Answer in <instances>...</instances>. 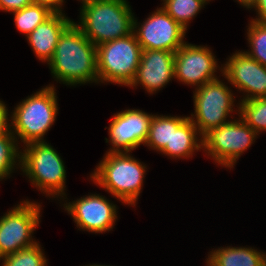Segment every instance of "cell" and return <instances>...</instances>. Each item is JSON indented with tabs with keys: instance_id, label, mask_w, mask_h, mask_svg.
<instances>
[{
	"instance_id": "cell-13",
	"label": "cell",
	"mask_w": 266,
	"mask_h": 266,
	"mask_svg": "<svg viewBox=\"0 0 266 266\" xmlns=\"http://www.w3.org/2000/svg\"><path fill=\"white\" fill-rule=\"evenodd\" d=\"M63 207L79 227L78 230L105 233L113 229L118 219L116 204L100 194H90L72 202L65 200Z\"/></svg>"
},
{
	"instance_id": "cell-15",
	"label": "cell",
	"mask_w": 266,
	"mask_h": 266,
	"mask_svg": "<svg viewBox=\"0 0 266 266\" xmlns=\"http://www.w3.org/2000/svg\"><path fill=\"white\" fill-rule=\"evenodd\" d=\"M174 58L175 52L168 50H142L136 75L128 87L139 84L149 94L160 91L175 78Z\"/></svg>"
},
{
	"instance_id": "cell-3",
	"label": "cell",
	"mask_w": 266,
	"mask_h": 266,
	"mask_svg": "<svg viewBox=\"0 0 266 266\" xmlns=\"http://www.w3.org/2000/svg\"><path fill=\"white\" fill-rule=\"evenodd\" d=\"M134 13L126 0H100L80 8L75 25L95 45L133 33Z\"/></svg>"
},
{
	"instance_id": "cell-5",
	"label": "cell",
	"mask_w": 266,
	"mask_h": 266,
	"mask_svg": "<svg viewBox=\"0 0 266 266\" xmlns=\"http://www.w3.org/2000/svg\"><path fill=\"white\" fill-rule=\"evenodd\" d=\"M23 146L20 170L43 194L48 197L51 195L53 198L61 197L60 199L64 201L67 198L64 191L66 170L59 153L46 141L32 142Z\"/></svg>"
},
{
	"instance_id": "cell-9",
	"label": "cell",
	"mask_w": 266,
	"mask_h": 266,
	"mask_svg": "<svg viewBox=\"0 0 266 266\" xmlns=\"http://www.w3.org/2000/svg\"><path fill=\"white\" fill-rule=\"evenodd\" d=\"M41 205L27 199L0 218V259L37 243L32 235L39 226Z\"/></svg>"
},
{
	"instance_id": "cell-17",
	"label": "cell",
	"mask_w": 266,
	"mask_h": 266,
	"mask_svg": "<svg viewBox=\"0 0 266 266\" xmlns=\"http://www.w3.org/2000/svg\"><path fill=\"white\" fill-rule=\"evenodd\" d=\"M200 149H203V140L191 119L172 116L171 148H164L160 153L174 159H188Z\"/></svg>"
},
{
	"instance_id": "cell-25",
	"label": "cell",
	"mask_w": 266,
	"mask_h": 266,
	"mask_svg": "<svg viewBox=\"0 0 266 266\" xmlns=\"http://www.w3.org/2000/svg\"><path fill=\"white\" fill-rule=\"evenodd\" d=\"M247 40L250 51H244L249 57L266 67V23L250 20Z\"/></svg>"
},
{
	"instance_id": "cell-10",
	"label": "cell",
	"mask_w": 266,
	"mask_h": 266,
	"mask_svg": "<svg viewBox=\"0 0 266 266\" xmlns=\"http://www.w3.org/2000/svg\"><path fill=\"white\" fill-rule=\"evenodd\" d=\"M186 31L162 7L157 8L143 23H138L135 16L133 20V33L142 50L176 52L185 43Z\"/></svg>"
},
{
	"instance_id": "cell-6",
	"label": "cell",
	"mask_w": 266,
	"mask_h": 266,
	"mask_svg": "<svg viewBox=\"0 0 266 266\" xmlns=\"http://www.w3.org/2000/svg\"><path fill=\"white\" fill-rule=\"evenodd\" d=\"M96 47L99 82L129 86L136 75L142 53L135 34Z\"/></svg>"
},
{
	"instance_id": "cell-29",
	"label": "cell",
	"mask_w": 266,
	"mask_h": 266,
	"mask_svg": "<svg viewBox=\"0 0 266 266\" xmlns=\"http://www.w3.org/2000/svg\"><path fill=\"white\" fill-rule=\"evenodd\" d=\"M254 9L258 16L251 20L255 22L266 23V0H258Z\"/></svg>"
},
{
	"instance_id": "cell-20",
	"label": "cell",
	"mask_w": 266,
	"mask_h": 266,
	"mask_svg": "<svg viewBox=\"0 0 266 266\" xmlns=\"http://www.w3.org/2000/svg\"><path fill=\"white\" fill-rule=\"evenodd\" d=\"M162 8L185 30L190 20L195 18L204 6L209 3L207 0H162Z\"/></svg>"
},
{
	"instance_id": "cell-1",
	"label": "cell",
	"mask_w": 266,
	"mask_h": 266,
	"mask_svg": "<svg viewBox=\"0 0 266 266\" xmlns=\"http://www.w3.org/2000/svg\"><path fill=\"white\" fill-rule=\"evenodd\" d=\"M48 65L55 80L66 86L99 83L97 47L75 25L74 21L59 37Z\"/></svg>"
},
{
	"instance_id": "cell-23",
	"label": "cell",
	"mask_w": 266,
	"mask_h": 266,
	"mask_svg": "<svg viewBox=\"0 0 266 266\" xmlns=\"http://www.w3.org/2000/svg\"><path fill=\"white\" fill-rule=\"evenodd\" d=\"M18 144L11 130L0 136V181L10 178V174L18 166L20 168L21 151L18 149L21 147Z\"/></svg>"
},
{
	"instance_id": "cell-12",
	"label": "cell",
	"mask_w": 266,
	"mask_h": 266,
	"mask_svg": "<svg viewBox=\"0 0 266 266\" xmlns=\"http://www.w3.org/2000/svg\"><path fill=\"white\" fill-rule=\"evenodd\" d=\"M154 114L140 109H126L113 115L108 128L111 148L106 153L131 152L144 145Z\"/></svg>"
},
{
	"instance_id": "cell-4",
	"label": "cell",
	"mask_w": 266,
	"mask_h": 266,
	"mask_svg": "<svg viewBox=\"0 0 266 266\" xmlns=\"http://www.w3.org/2000/svg\"><path fill=\"white\" fill-rule=\"evenodd\" d=\"M54 85H49L18 103L11 112L10 130L24 145L41 142L55 122L58 114ZM18 136V137H17Z\"/></svg>"
},
{
	"instance_id": "cell-27",
	"label": "cell",
	"mask_w": 266,
	"mask_h": 266,
	"mask_svg": "<svg viewBox=\"0 0 266 266\" xmlns=\"http://www.w3.org/2000/svg\"><path fill=\"white\" fill-rule=\"evenodd\" d=\"M8 108L6 104L0 100V136L6 134L10 130V117L8 119Z\"/></svg>"
},
{
	"instance_id": "cell-26",
	"label": "cell",
	"mask_w": 266,
	"mask_h": 266,
	"mask_svg": "<svg viewBox=\"0 0 266 266\" xmlns=\"http://www.w3.org/2000/svg\"><path fill=\"white\" fill-rule=\"evenodd\" d=\"M32 4L31 0H0V10L13 12Z\"/></svg>"
},
{
	"instance_id": "cell-30",
	"label": "cell",
	"mask_w": 266,
	"mask_h": 266,
	"mask_svg": "<svg viewBox=\"0 0 266 266\" xmlns=\"http://www.w3.org/2000/svg\"><path fill=\"white\" fill-rule=\"evenodd\" d=\"M240 3L243 7L247 9H253L257 3L258 0H236Z\"/></svg>"
},
{
	"instance_id": "cell-16",
	"label": "cell",
	"mask_w": 266,
	"mask_h": 266,
	"mask_svg": "<svg viewBox=\"0 0 266 266\" xmlns=\"http://www.w3.org/2000/svg\"><path fill=\"white\" fill-rule=\"evenodd\" d=\"M72 22L63 12L53 13L27 36V41L39 60L48 64L59 37Z\"/></svg>"
},
{
	"instance_id": "cell-8",
	"label": "cell",
	"mask_w": 266,
	"mask_h": 266,
	"mask_svg": "<svg viewBox=\"0 0 266 266\" xmlns=\"http://www.w3.org/2000/svg\"><path fill=\"white\" fill-rule=\"evenodd\" d=\"M193 93L195 115L192 113L191 117H188L197 127L201 137L211 129L228 122L227 117L235 111L233 109L234 100H236L234 94L219 78L195 88Z\"/></svg>"
},
{
	"instance_id": "cell-24",
	"label": "cell",
	"mask_w": 266,
	"mask_h": 266,
	"mask_svg": "<svg viewBox=\"0 0 266 266\" xmlns=\"http://www.w3.org/2000/svg\"><path fill=\"white\" fill-rule=\"evenodd\" d=\"M1 266H46L47 260L41 245L36 244L2 257Z\"/></svg>"
},
{
	"instance_id": "cell-7",
	"label": "cell",
	"mask_w": 266,
	"mask_h": 266,
	"mask_svg": "<svg viewBox=\"0 0 266 266\" xmlns=\"http://www.w3.org/2000/svg\"><path fill=\"white\" fill-rule=\"evenodd\" d=\"M211 129L203 137V151L217 165L234 168L236 161L255 142L257 133L242 118Z\"/></svg>"
},
{
	"instance_id": "cell-28",
	"label": "cell",
	"mask_w": 266,
	"mask_h": 266,
	"mask_svg": "<svg viewBox=\"0 0 266 266\" xmlns=\"http://www.w3.org/2000/svg\"><path fill=\"white\" fill-rule=\"evenodd\" d=\"M32 4L47 6L54 13H62L64 0H31Z\"/></svg>"
},
{
	"instance_id": "cell-14",
	"label": "cell",
	"mask_w": 266,
	"mask_h": 266,
	"mask_svg": "<svg viewBox=\"0 0 266 266\" xmlns=\"http://www.w3.org/2000/svg\"><path fill=\"white\" fill-rule=\"evenodd\" d=\"M229 57L220 72L231 85L246 94L240 100L266 97V67L243 51Z\"/></svg>"
},
{
	"instance_id": "cell-21",
	"label": "cell",
	"mask_w": 266,
	"mask_h": 266,
	"mask_svg": "<svg viewBox=\"0 0 266 266\" xmlns=\"http://www.w3.org/2000/svg\"><path fill=\"white\" fill-rule=\"evenodd\" d=\"M172 116L153 115L145 146L161 152L171 148Z\"/></svg>"
},
{
	"instance_id": "cell-18",
	"label": "cell",
	"mask_w": 266,
	"mask_h": 266,
	"mask_svg": "<svg viewBox=\"0 0 266 266\" xmlns=\"http://www.w3.org/2000/svg\"><path fill=\"white\" fill-rule=\"evenodd\" d=\"M207 266H266V253L251 247H218L206 258Z\"/></svg>"
},
{
	"instance_id": "cell-19",
	"label": "cell",
	"mask_w": 266,
	"mask_h": 266,
	"mask_svg": "<svg viewBox=\"0 0 266 266\" xmlns=\"http://www.w3.org/2000/svg\"><path fill=\"white\" fill-rule=\"evenodd\" d=\"M17 30L27 37L39 24L48 19L54 12L47 6L30 4L12 12Z\"/></svg>"
},
{
	"instance_id": "cell-32",
	"label": "cell",
	"mask_w": 266,
	"mask_h": 266,
	"mask_svg": "<svg viewBox=\"0 0 266 266\" xmlns=\"http://www.w3.org/2000/svg\"><path fill=\"white\" fill-rule=\"evenodd\" d=\"M87 266H110V265H99V264H93V265H87Z\"/></svg>"
},
{
	"instance_id": "cell-11",
	"label": "cell",
	"mask_w": 266,
	"mask_h": 266,
	"mask_svg": "<svg viewBox=\"0 0 266 266\" xmlns=\"http://www.w3.org/2000/svg\"><path fill=\"white\" fill-rule=\"evenodd\" d=\"M210 49L207 46L185 42L175 52L174 73L177 81L198 88L207 82L218 79L215 72H217L216 69L220 70L221 68Z\"/></svg>"
},
{
	"instance_id": "cell-22",
	"label": "cell",
	"mask_w": 266,
	"mask_h": 266,
	"mask_svg": "<svg viewBox=\"0 0 266 266\" xmlns=\"http://www.w3.org/2000/svg\"><path fill=\"white\" fill-rule=\"evenodd\" d=\"M239 102L237 113L242 120L258 135L266 131V97Z\"/></svg>"
},
{
	"instance_id": "cell-31",
	"label": "cell",
	"mask_w": 266,
	"mask_h": 266,
	"mask_svg": "<svg viewBox=\"0 0 266 266\" xmlns=\"http://www.w3.org/2000/svg\"><path fill=\"white\" fill-rule=\"evenodd\" d=\"M97 1H100V0H80V2L82 3L81 7L88 5V4H91V3H94V2H97Z\"/></svg>"
},
{
	"instance_id": "cell-2",
	"label": "cell",
	"mask_w": 266,
	"mask_h": 266,
	"mask_svg": "<svg viewBox=\"0 0 266 266\" xmlns=\"http://www.w3.org/2000/svg\"><path fill=\"white\" fill-rule=\"evenodd\" d=\"M147 166L130 152L106 153L90 178L125 205L136 206Z\"/></svg>"
}]
</instances>
